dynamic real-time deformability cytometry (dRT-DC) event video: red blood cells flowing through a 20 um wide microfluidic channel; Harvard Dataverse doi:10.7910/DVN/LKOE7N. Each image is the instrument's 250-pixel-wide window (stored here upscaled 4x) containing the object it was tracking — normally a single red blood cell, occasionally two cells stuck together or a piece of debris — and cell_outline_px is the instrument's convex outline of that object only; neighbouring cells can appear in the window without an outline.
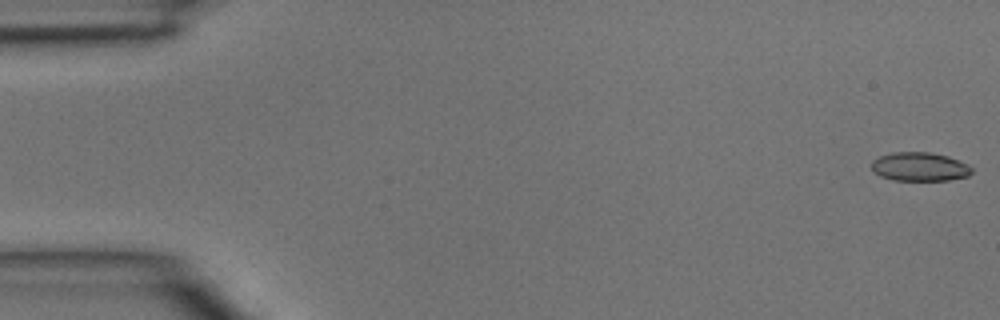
{"species": "common noctule bat (a hibernating species)", "species_latin": "Nyctalus noctula", "temperature_condition": "room temperature", "stored_images_in_passage": 44, "camera_frame_rate_fps": 3000, "um_per_image_px": 0.085, "animal": {"sex": "male", "body_mass_g": 15.6}, "frame": {"image": 1, "passage_image": 1, "time_ms": 0.0, "image_size_px": [1000, 320], "cell_outline_px": [[972, 172], [968, 176], [948, 180], [892, 180], [880, 176], [872, 168], [872, 160], [880, 156], [892, 152], [928, 152], [948, 156], [968, 164], [972, 168]], "centroid_in_image_um": [78.18, 14.17], "position_along_channel_um": 6.8, "area_um2": 16.76}}
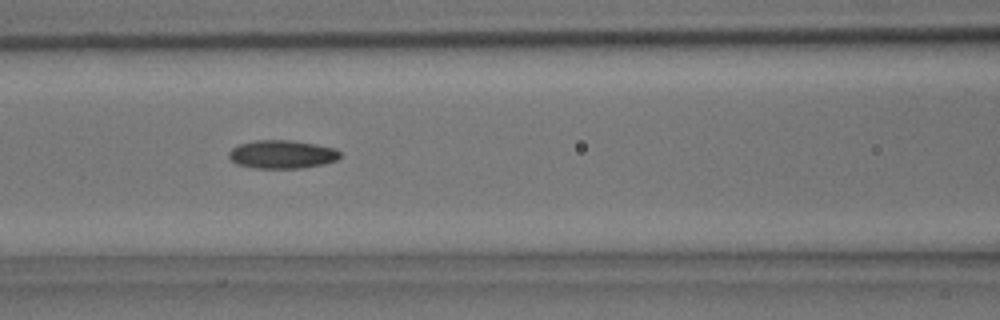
{"frame": {"image": 2, "passage_image": 19, "time_ms": 6.0, "image_size_px": [1000, 320], "cell_outline_px": [[340, 156], [336, 160], [324, 164], [300, 168], [256, 168], [236, 164], [228, 156], [228, 152], [232, 148], [240, 144], [256, 140], [288, 140], [316, 144], [336, 148], [340, 152]], "centroid_in_image_um": [23.98, 13.12], "position_along_channel_um": 142.6, "area_um2": 18.32}}
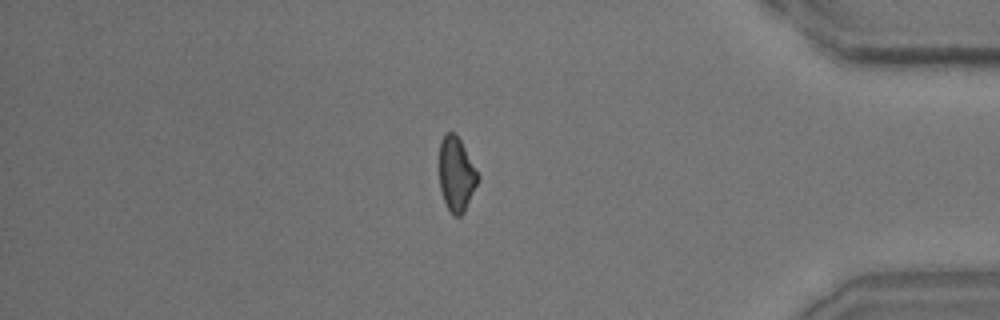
{"frame": {"image": 3, "passage_image": 38, "time_ms": 12.333, "image_size_px": [1000, 320], "cell_outline_px": [[480, 180], [464, 212], [460, 216], [452, 216], [444, 200], [440, 188], [440, 140], [448, 132], [456, 132], [480, 176]], "centroid_in_image_um": [38.81, 14.82], "position_along_channel_um": 396.4, "area_um2": 16.76}}